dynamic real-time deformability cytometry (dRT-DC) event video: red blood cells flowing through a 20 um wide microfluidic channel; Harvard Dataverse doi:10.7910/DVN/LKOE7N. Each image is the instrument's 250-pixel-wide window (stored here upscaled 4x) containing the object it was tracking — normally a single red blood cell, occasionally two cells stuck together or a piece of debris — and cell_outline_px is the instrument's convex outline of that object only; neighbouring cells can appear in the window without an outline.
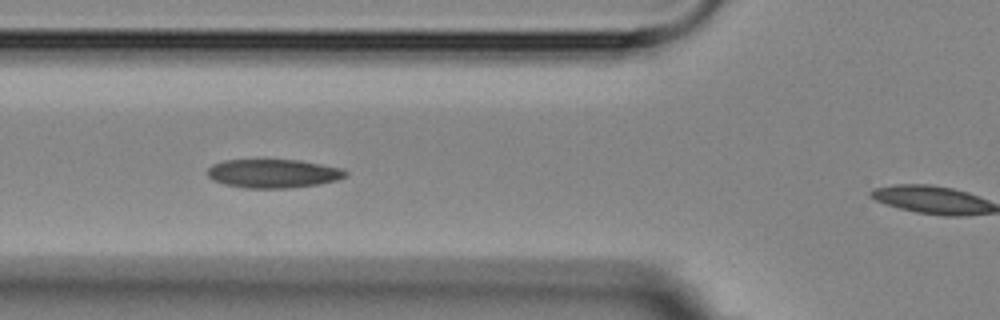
{"species": "Egyptian fruit bat (a non-hibernating species)", "species_latin": "Rousettus aegyptiacus", "temperature_condition": "room temperature", "stored_images_in_passage": 6, "segment_of_instrument_passage": [1, 2], "camera_frame_rate_fps": 3000, "um_per_image_px": 0.085, "animal": {"sex": "female"}, "frame": {"image": 1, "passage_image": 4, "time_ms": 3.333, "image_size_px": [1000, 320], "cell_outline_px": [[348, 176], [336, 180], [320, 184], [292, 188], [244, 188], [224, 184], [212, 180], [208, 176], [208, 168], [212, 164], [224, 160], [300, 160], [340, 168], [348, 172]], "centroid_in_image_um": [23.22, 14.75], "position_along_channel_um": 102.6, "area_um2": 23.18}}
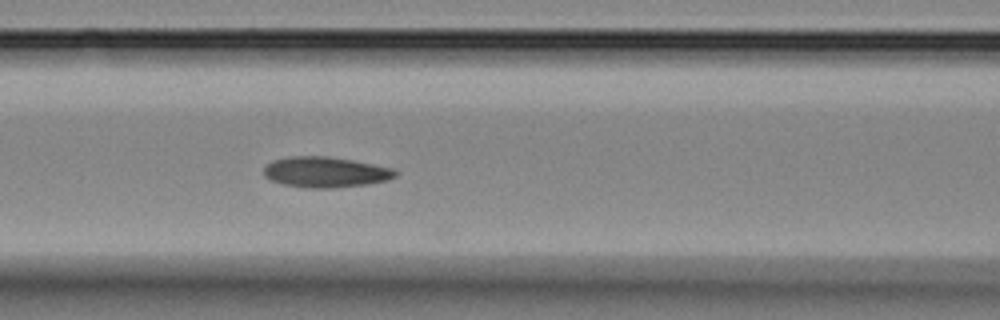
{"frame": {"image": 2, "passage_image": 5, "time_ms": 4.333, "image_size_px": [1000, 320], "cell_outline_px": [[400, 172], [396, 176], [388, 180], [368, 184], [336, 188], [308, 188], [284, 184], [272, 180], [264, 176], [264, 168], [272, 160], [288, 156], [328, 156], [352, 160], [392, 168]], "centroid_in_image_um": [27.68, 14.63], "position_along_channel_um": 138.9, "area_um2": 23.52}}